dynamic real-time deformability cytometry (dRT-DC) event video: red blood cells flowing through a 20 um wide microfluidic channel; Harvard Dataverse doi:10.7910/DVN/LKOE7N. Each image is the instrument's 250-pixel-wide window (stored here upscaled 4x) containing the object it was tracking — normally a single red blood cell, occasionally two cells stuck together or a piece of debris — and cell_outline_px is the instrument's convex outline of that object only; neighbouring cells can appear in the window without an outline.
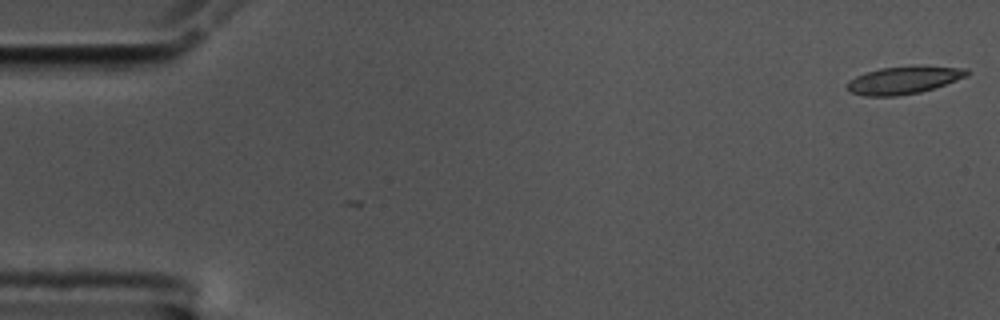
{"species": "common noctule bat (a hibernating species)", "species_latin": "Nyctalus noctula", "temperature_condition": "cold", "stored_images_in_passage": 57, "camera_frame_rate_fps": 3000, "um_per_image_px": 0.085, "animal": {"sex": "male", "body_mass_g": 17.5, "forearm_length_mm": 52.3}, "frame": {"image": 1, "passage_image": 1, "time_ms": 0.0, "image_size_px": [1000, 320], "cell_outline_px": [[968, 76], [920, 92], [896, 96], [864, 96], [852, 92], [848, 88], [848, 80], [856, 76], [880, 68], [912, 64], [924, 64], [968, 68]], "centroid_in_image_um": [76.87, 6.76], "position_along_channel_um": 8.1, "area_um2": 19.59}}
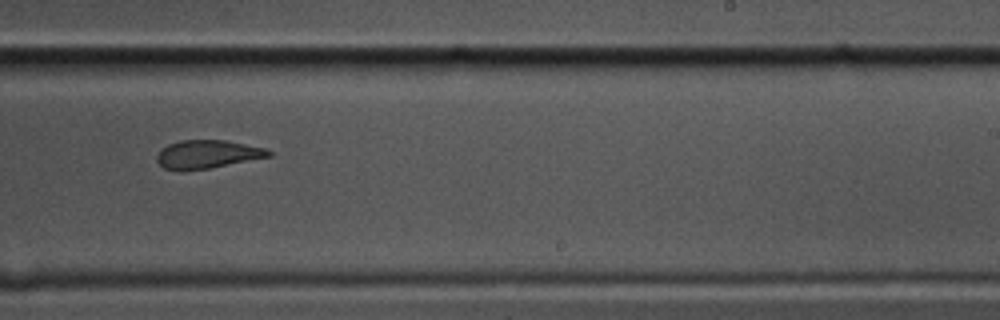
{"frame": {"image": 2, "passage_image": 35, "time_ms": 11.333, "image_size_px": [1000, 320], "cell_outline_px": [[272, 156], [208, 168], [180, 172], [164, 168], [156, 160], [156, 156], [160, 148], [168, 144], [180, 140], [224, 140], [264, 148], [272, 152]], "centroid_in_image_um": [17.56, 13.12], "position_along_channel_um": 271.4, "area_um2": 18.5}}
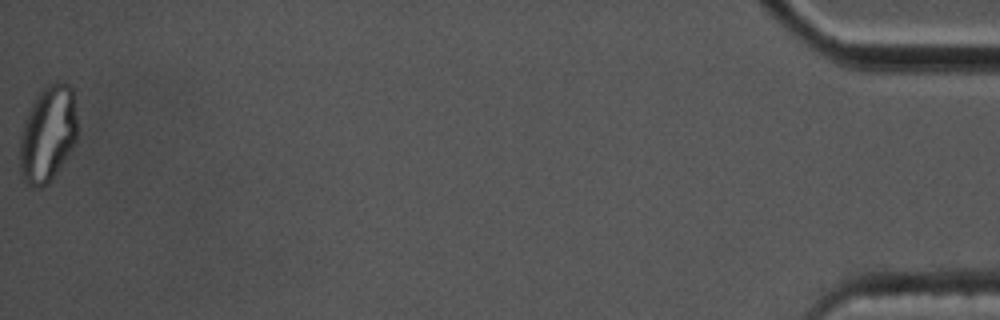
{"frame": {"image": 3, "passage_image": 57, "time_ms": 18.667, "image_size_px": [1000, 320], "cell_outline_px": [[76, 140], [68, 156], [48, 184], [44, 188], [32, 188], [24, 180], [20, 172], [20, 136], [28, 112], [40, 88], [56, 80], [64, 80], [72, 88], [76, 116]], "centroid_in_image_um": [4.06, 11.38], "position_along_channel_um": 431.1, "area_um2": 32.54}, "authors_computed_cell_mechanics": {"area_um2": 19.8254, "velocity_mm_per_s": 3.5267, "shape_relaxation_time_tau1_ms": null, "shape_relaxation_time_tau2_ms": 2.3388, "deformation_change_tau1": null, "deformation_change_tau2": 0.1034}}